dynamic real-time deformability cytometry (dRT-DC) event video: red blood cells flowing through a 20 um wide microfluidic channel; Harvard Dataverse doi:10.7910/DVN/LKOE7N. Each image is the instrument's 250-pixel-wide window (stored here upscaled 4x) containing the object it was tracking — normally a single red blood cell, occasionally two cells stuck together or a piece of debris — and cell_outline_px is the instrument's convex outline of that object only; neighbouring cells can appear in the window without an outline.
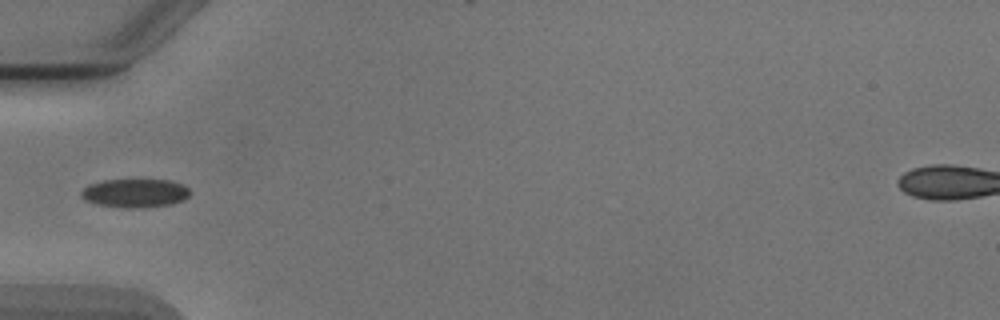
{"species": "Egyptian fruit bat (a non-hibernating species)", "species_latin": "Rousettus aegyptiacus", "temperature_condition": "cold", "stored_images_in_passage": 7, "segment_of_instrument_passage": [2, 2], "camera_frame_rate_fps": 3000, "um_per_image_px": 0.085, "animal": {"sex": "male"}, "frame": {"image": 1, "passage_image": 6, "time_ms": 6.0, "image_size_px": [1000, 320], "cell_outline_px": [[192, 192], [184, 200], [172, 204], [144, 208], [128, 208], [96, 204], [84, 200], [80, 196], [80, 192], [88, 184], [104, 180], [172, 180], [184, 184]], "centroid_in_image_um": [11.5, 16.42], "position_along_channel_um": 73.5, "area_um2": 18.44}}